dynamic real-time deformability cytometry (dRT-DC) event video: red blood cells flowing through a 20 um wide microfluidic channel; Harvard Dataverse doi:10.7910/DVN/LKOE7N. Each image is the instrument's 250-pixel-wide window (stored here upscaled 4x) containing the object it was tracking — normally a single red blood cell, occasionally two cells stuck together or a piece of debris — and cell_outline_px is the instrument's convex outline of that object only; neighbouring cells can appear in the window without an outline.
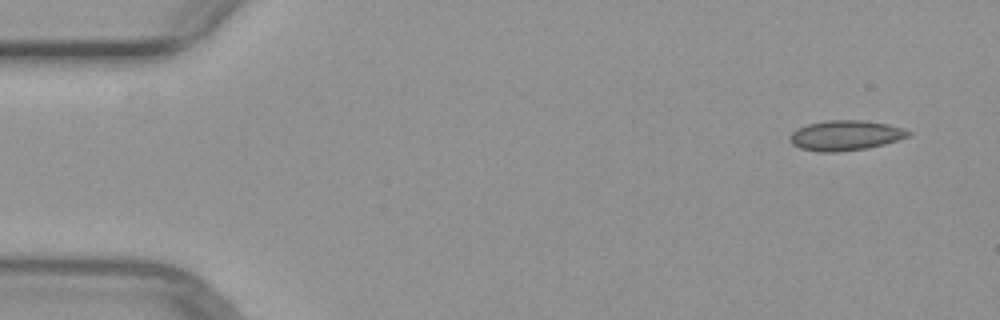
{"species": "common noctule bat (a hibernating species)", "species_latin": "Nyctalus noctula", "temperature_condition": "warm", "stored_images_in_passage": 5, "segment_of_instrument_passage": [2, 2], "camera_frame_rate_fps": 3000, "um_per_image_px": 0.085, "animal": {"sex": "female", "body_mass_g": 29.2, "forearm_length_mm": 56.3}, "frame": {"image": 1, "passage_image": 5, "time_ms": 4.667, "image_size_px": [1000, 320], "cell_outline_px": [[912, 136], [884, 144], [868, 148], [836, 152], [820, 152], [800, 148], [792, 144], [788, 140], [788, 136], [796, 128], [808, 124], [828, 120], [864, 120], [888, 124], [904, 128], [912, 132]], "centroid_in_image_um": [71.87, 11.51], "position_along_channel_um": 13.1, "area_um2": 21.04}}